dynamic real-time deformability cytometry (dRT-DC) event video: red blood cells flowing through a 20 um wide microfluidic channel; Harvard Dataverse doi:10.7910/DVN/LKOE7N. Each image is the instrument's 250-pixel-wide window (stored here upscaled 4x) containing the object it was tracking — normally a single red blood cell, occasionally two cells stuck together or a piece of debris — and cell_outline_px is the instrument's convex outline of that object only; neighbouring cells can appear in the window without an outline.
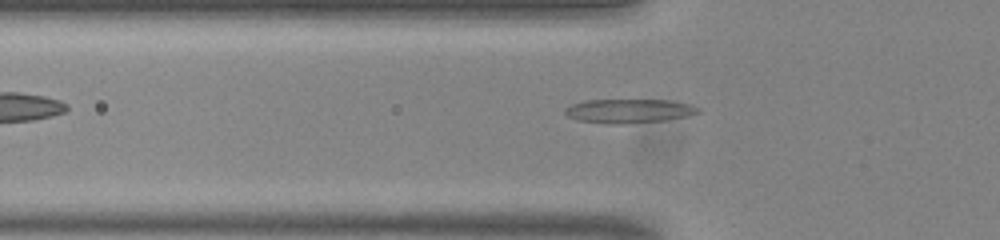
{"species": "common noctule bat (a hibernating species)", "species_latin": "Nyctalus noctula", "temperature_condition": "room temperature", "stored_images_in_passage": 39, "camera_frame_rate_fps": 3000, "um_per_image_px": 0.085, "animal": {"sex": "male", "body_mass_g": 20.0, "forearm_length_mm": 53.3}, "frame": {"image": 1, "passage_image": 3, "time_ms": 0.667, "image_size_px": [1000, 240], "cell_outline_px": [[700, 112], [688, 116], [664, 120], [624, 124], [604, 124], [576, 120], [568, 116], [564, 112], [564, 108], [572, 104], [584, 100], [668, 100], [688, 104], [700, 108]], "centroid_in_image_um": [53.41, 9.44], "position_along_channel_um": 72.4, "area_um2": 18.73}}
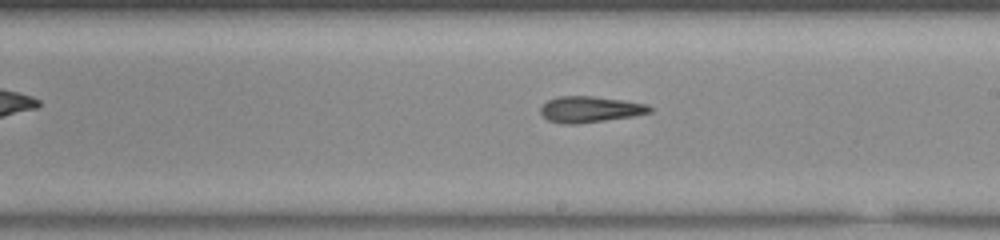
{"frame": {"image": 2, "passage_image": 16, "time_ms": 5.0, "image_size_px": [1000, 240], "cell_outline_px": [[652, 112], [632, 116], [576, 124], [564, 124], [548, 120], [540, 112], [540, 108], [548, 100], [560, 96], [592, 96], [624, 100], [648, 104], [652, 108]], "centroid_in_image_um": [50.16, 9.29], "position_along_channel_um": 238.8, "area_um2": 16.47}}
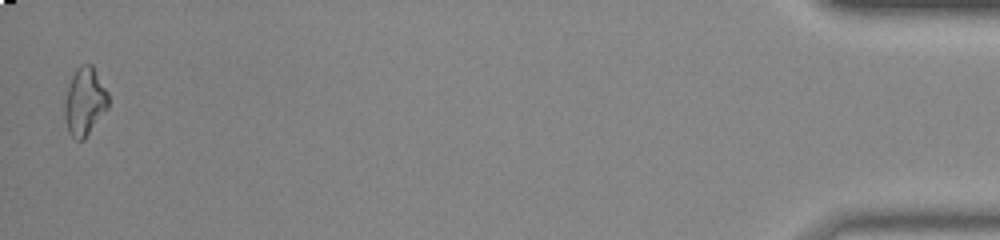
{"frame": {"image": 3, "passage_image": 38, "time_ms": 12.333, "image_size_px": [1000, 240], "cell_outline_px": [[108, 108], [84, 140], [76, 140], [68, 132], [64, 120], [64, 104], [68, 84], [76, 68], [80, 64], [92, 64], [108, 92]], "centroid_in_image_um": [7.19, 8.64], "position_along_channel_um": 428.0, "area_um2": 17.51}, "authors_computed_cell_mechanics": {"area_um2": 16.8776, "velocity_mm_per_s": 3.8307, "shape_relaxation_time_tau1_ms": 6.6175, "shape_relaxation_time_tau2_ms": 6.5319, "deformation_change_tau1": 0.1452, "deformation_change_tau2": 0.174}}